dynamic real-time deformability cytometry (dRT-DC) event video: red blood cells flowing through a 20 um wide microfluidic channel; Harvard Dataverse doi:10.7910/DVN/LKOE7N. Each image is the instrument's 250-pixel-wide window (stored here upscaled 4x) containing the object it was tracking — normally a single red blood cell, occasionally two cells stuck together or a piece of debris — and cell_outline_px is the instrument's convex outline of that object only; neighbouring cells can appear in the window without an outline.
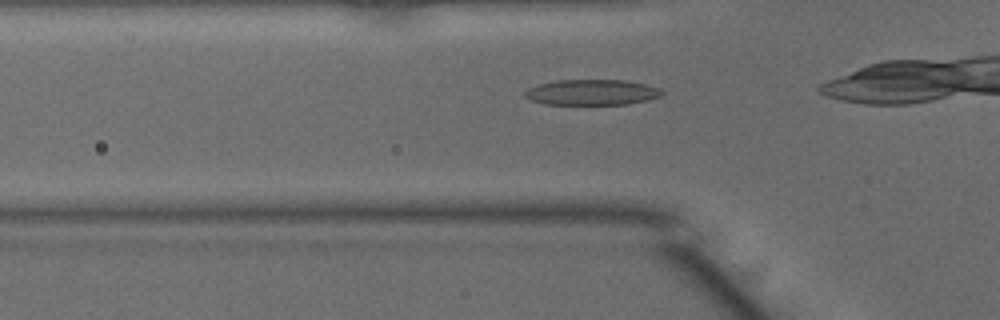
{"species": "common noctule bat (a hibernating species)", "species_latin": "Nyctalus noctula", "temperature_condition": "warm", "stored_images_in_passage": 39, "camera_frame_rate_fps": 3000, "um_per_image_px": 0.085, "animal": {"sex": "male", "body_mass_g": 15.6}, "frame": {"image": 1, "passage_image": 11, "time_ms": 3.333, "image_size_px": [1000, 320], "cell_outline_px": [[664, 92], [660, 96], [648, 100], [628, 104], [544, 104], [532, 100], [524, 96], [524, 92], [528, 88], [540, 84], [556, 80], [624, 80], [644, 84], [660, 88]], "centroid_in_image_um": [50.31, 7.84], "position_along_channel_um": 75.5, "area_um2": 20.35}}
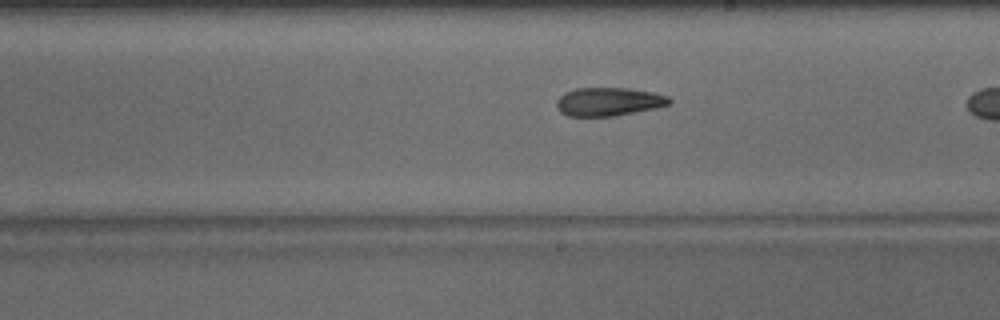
{"frame": {"image": 2, "passage_image": 23, "time_ms": 7.333, "image_size_px": [1000, 320], "cell_outline_px": [[672, 104], [656, 108], [616, 116], [568, 116], [560, 112], [556, 108], [556, 100], [564, 92], [576, 88], [628, 88], [652, 92], [668, 96], [672, 100]], "centroid_in_image_um": [51.73, 8.64], "position_along_channel_um": 237.3, "area_um2": 18.9}}
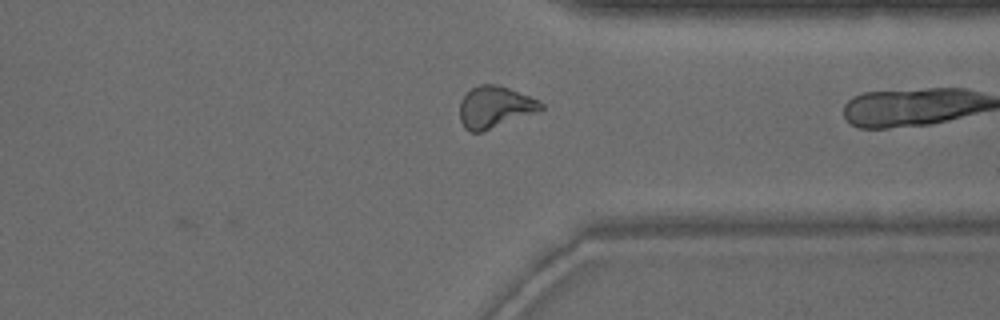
{"frame": {"image": 3, "passage_image": 33, "time_ms": 10.667, "image_size_px": [1000, 320], "cell_outline_px": [[544, 108], [536, 112], [480, 132], [472, 132], [464, 128], [460, 120], [460, 100], [472, 88], [480, 84], [496, 84], [508, 88], [540, 100], [544, 104]], "centroid_in_image_um": [42.05, 9.09], "position_along_channel_um": 369.3, "area_um2": 19.48}, "authors_computed_cell_mechanics": {"area_um2": 19.074, "velocity_mm_per_s": 4.021, "shape_relaxation_time_tau1_ms": null, "shape_relaxation_time_tau2_ms": 7.2363, "deformation_change_tau1": null, "deformation_change_tau2": 0.172}}